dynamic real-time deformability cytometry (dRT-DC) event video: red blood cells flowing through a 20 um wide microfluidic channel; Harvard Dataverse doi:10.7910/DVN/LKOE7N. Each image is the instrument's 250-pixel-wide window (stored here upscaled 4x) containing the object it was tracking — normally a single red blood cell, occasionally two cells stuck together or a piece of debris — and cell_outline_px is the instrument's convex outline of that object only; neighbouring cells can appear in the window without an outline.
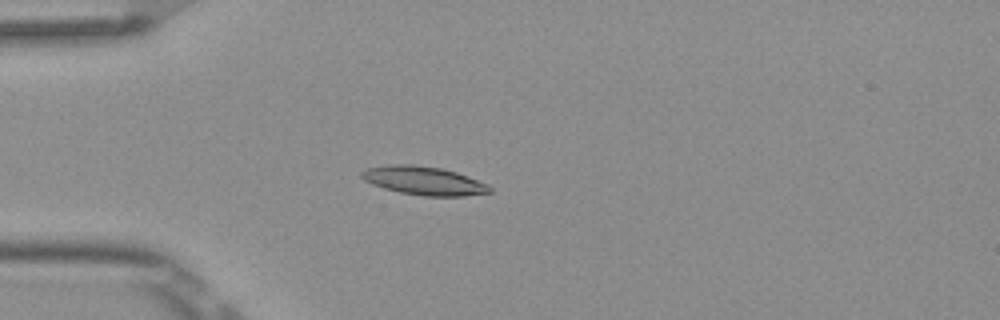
{"species": "Egyptian fruit bat (a non-hibernating species)", "species_latin": "Rousettus aegyptiacus", "temperature_condition": "room temperature", "stored_images_in_passage": 6, "camera_frame_rate_fps": 3000, "um_per_image_px": 0.085, "frame": {"image": 1, "passage_image": 4, "time_ms": 1.0, "image_size_px": [1000, 320], "cell_outline_px": [[492, 192], [464, 196], [424, 196], [400, 192], [384, 188], [372, 184], [364, 180], [360, 176], [360, 172], [368, 168], [388, 164], [412, 164], [444, 168], [468, 176], [488, 184], [492, 188]], "centroid_in_image_um": [36.03, 15.35], "position_along_channel_um": 49.0, "area_um2": 21.44}}
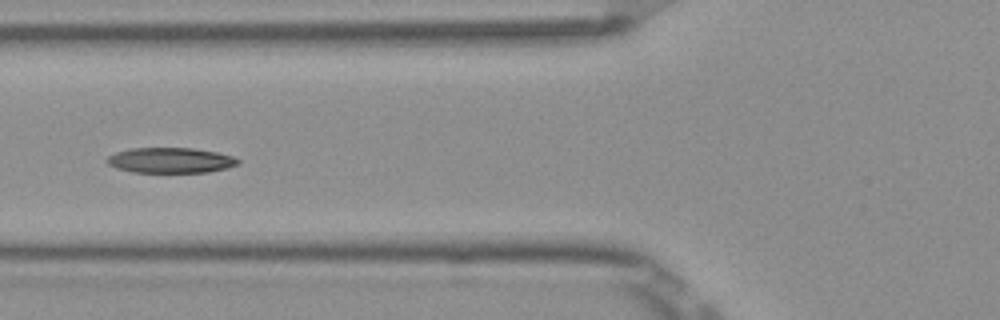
{"frame": {"image": 2, "passage_image": 6, "time_ms": 1.667, "image_size_px": [1000, 320], "cell_outline_px": [[240, 164], [208, 172], [132, 172], [116, 168], [108, 164], [104, 160], [108, 156], [116, 152], [132, 148], [192, 148], [216, 152], [232, 156], [240, 160]], "centroid_in_image_um": [14.46, 13.62], "position_along_channel_um": 111.3, "area_um2": 19.31}}